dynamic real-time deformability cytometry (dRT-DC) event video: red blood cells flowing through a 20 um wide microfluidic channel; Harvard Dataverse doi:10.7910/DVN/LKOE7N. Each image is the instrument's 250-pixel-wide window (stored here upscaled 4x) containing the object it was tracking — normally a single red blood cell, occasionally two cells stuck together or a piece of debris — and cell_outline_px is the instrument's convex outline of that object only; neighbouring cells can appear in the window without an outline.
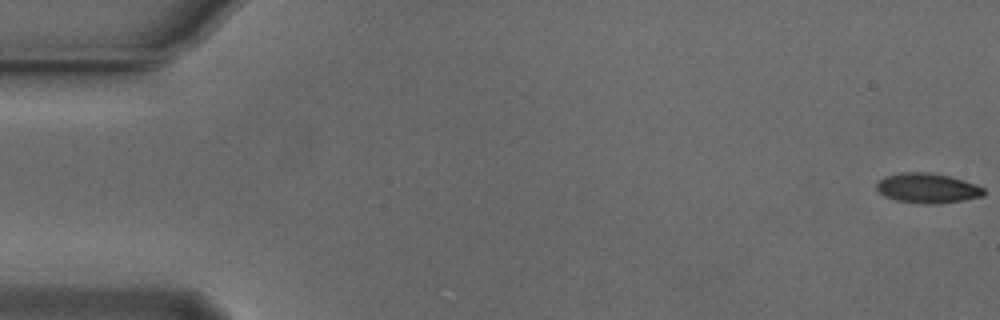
{"species": "Egyptian fruit bat (a non-hibernating species)", "species_latin": "Rousettus aegyptiacus", "temperature_condition": "cold", "stored_images_in_passage": 9, "camera_frame_rate_fps": 3000, "um_per_image_px": 0.085, "animal": {"sex": "male"}, "frame": {"image": 1, "passage_image": 1, "time_ms": 0.0, "image_size_px": [1000, 320], "cell_outline_px": [[984, 196], [964, 200], [936, 204], [920, 204], [896, 200], [884, 196], [876, 188], [876, 184], [884, 176], [904, 172], [928, 172], [948, 176], [964, 180], [984, 188]], "centroid_in_image_um": [78.83, 16.0], "position_along_channel_um": 6.2, "area_um2": 18.67}}